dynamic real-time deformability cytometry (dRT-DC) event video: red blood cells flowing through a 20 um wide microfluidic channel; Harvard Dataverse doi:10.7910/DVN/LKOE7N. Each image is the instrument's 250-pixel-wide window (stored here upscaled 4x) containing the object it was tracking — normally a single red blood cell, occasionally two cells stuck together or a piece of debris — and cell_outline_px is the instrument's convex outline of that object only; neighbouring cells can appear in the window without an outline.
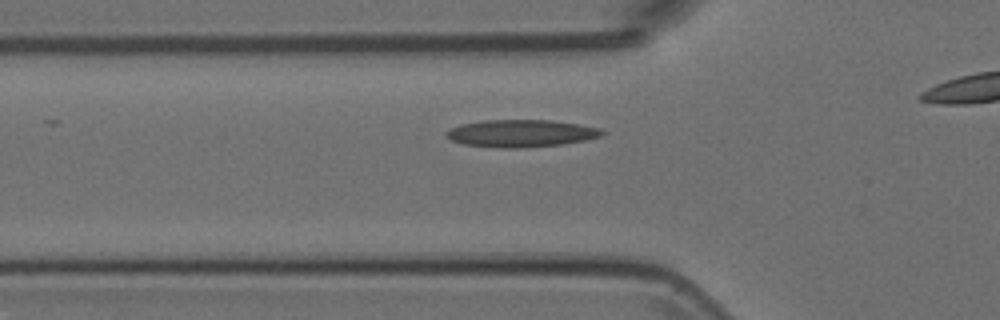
{"species": "Egyptian fruit bat (a non-hibernating species)", "species_latin": "Rousettus aegyptiacus", "temperature_condition": "room temperature", "stored_images_in_passage": 31, "camera_frame_rate_fps": 3000, "um_per_image_px": 0.085, "animal": {"sex": "female"}, "frame": {"image": 1, "passage_image": 5, "time_ms": 1.333, "image_size_px": [1000, 320], "cell_outline_px": [[604, 132], [600, 136], [584, 140], [564, 144], [516, 148], [500, 148], [464, 144], [452, 140], [444, 136], [444, 132], [448, 128], [460, 124], [484, 120], [552, 120], [580, 124], [600, 128]], "centroid_in_image_um": [44.24, 11.33], "position_along_channel_um": 81.6, "area_um2": 24.91}}
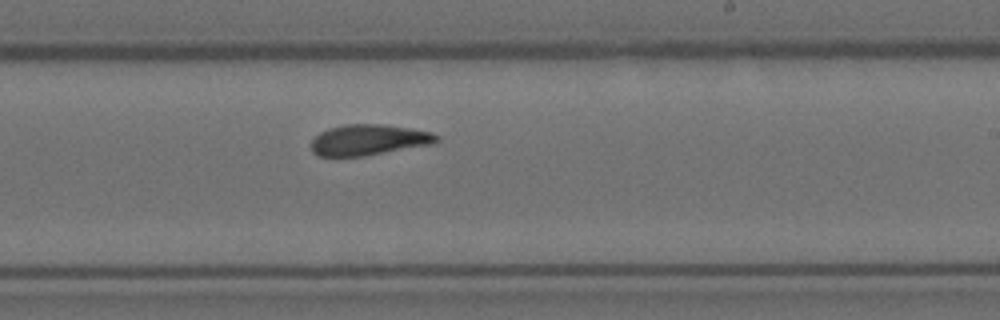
{"frame": {"image": 2, "passage_image": 19, "time_ms": 6.0, "image_size_px": [1000, 320], "cell_outline_px": [[440, 140], [432, 144], [364, 156], [320, 156], [312, 152], [312, 140], [320, 132], [328, 128], [344, 124], [384, 124], [432, 132], [440, 136]], "centroid_in_image_um": [31.35, 11.88], "position_along_channel_um": 257.6, "area_um2": 22.48}}
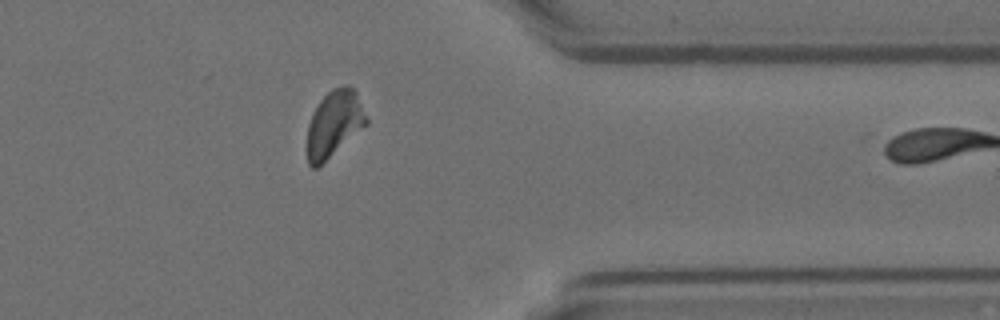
{"frame": {"image": 3, "passage_image": 30, "time_ms": 9.667, "image_size_px": [1000, 320], "cell_outline_px": [[368, 124], [316, 168], [312, 168], [308, 164], [308, 124], [312, 112], [320, 100], [332, 88], [344, 84], [348, 84], [356, 92], [368, 120]], "centroid_in_image_um": [28.4, 10.48], "position_along_channel_um": 383.0, "area_um2": 22.66}}